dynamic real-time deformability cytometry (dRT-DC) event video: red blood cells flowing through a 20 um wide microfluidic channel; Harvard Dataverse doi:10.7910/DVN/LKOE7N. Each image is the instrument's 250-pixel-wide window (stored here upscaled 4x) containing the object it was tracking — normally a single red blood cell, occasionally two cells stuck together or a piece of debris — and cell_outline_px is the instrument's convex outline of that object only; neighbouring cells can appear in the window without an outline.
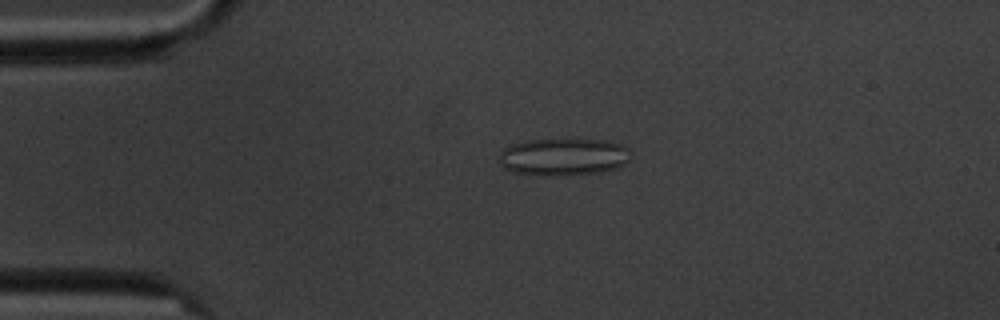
{"species": "common noctule bat (a hibernating species)", "species_latin": "Nyctalus noctula", "temperature_condition": "cold", "stored_images_in_passage": 5, "camera_frame_rate_fps": 3000, "um_per_image_px": 0.085, "animal": {"sex": "male", "body_mass_g": 20.1, "forearm_length_mm": 53.5}, "frame": {"image": 1, "passage_image": 4, "time_ms": 3.333, "image_size_px": [1000, 320], "cell_outline_px": [[628, 160], [624, 164], [616, 168], [600, 172], [564, 176], [544, 176], [512, 172], [504, 168], [500, 164], [500, 152], [504, 148], [512, 144], [524, 140], [612, 140], [628, 148]], "centroid_in_image_um": [47.86, 13.35], "position_along_channel_um": 37.1, "area_um2": 28.73}}